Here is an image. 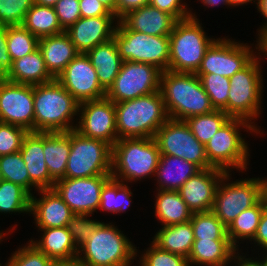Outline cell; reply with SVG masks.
<instances>
[{"label": "cell", "mask_w": 267, "mask_h": 266, "mask_svg": "<svg viewBox=\"0 0 267 266\" xmlns=\"http://www.w3.org/2000/svg\"><path fill=\"white\" fill-rule=\"evenodd\" d=\"M238 253L230 240L201 239L194 240L187 260L189 266H229Z\"/></svg>", "instance_id": "26"}, {"label": "cell", "mask_w": 267, "mask_h": 266, "mask_svg": "<svg viewBox=\"0 0 267 266\" xmlns=\"http://www.w3.org/2000/svg\"><path fill=\"white\" fill-rule=\"evenodd\" d=\"M58 0H34V3L43 6L54 7Z\"/></svg>", "instance_id": "59"}, {"label": "cell", "mask_w": 267, "mask_h": 266, "mask_svg": "<svg viewBox=\"0 0 267 266\" xmlns=\"http://www.w3.org/2000/svg\"><path fill=\"white\" fill-rule=\"evenodd\" d=\"M161 70L148 63L123 61L106 97L114 103L159 91Z\"/></svg>", "instance_id": "12"}, {"label": "cell", "mask_w": 267, "mask_h": 266, "mask_svg": "<svg viewBox=\"0 0 267 266\" xmlns=\"http://www.w3.org/2000/svg\"><path fill=\"white\" fill-rule=\"evenodd\" d=\"M255 2L254 4H257L258 0H229L230 7L234 6H241V5H247V3Z\"/></svg>", "instance_id": "57"}, {"label": "cell", "mask_w": 267, "mask_h": 266, "mask_svg": "<svg viewBox=\"0 0 267 266\" xmlns=\"http://www.w3.org/2000/svg\"><path fill=\"white\" fill-rule=\"evenodd\" d=\"M136 248L112 222H102L78 248L76 260L83 266H130L137 258Z\"/></svg>", "instance_id": "5"}, {"label": "cell", "mask_w": 267, "mask_h": 266, "mask_svg": "<svg viewBox=\"0 0 267 266\" xmlns=\"http://www.w3.org/2000/svg\"><path fill=\"white\" fill-rule=\"evenodd\" d=\"M81 17L114 16V14L98 0H79Z\"/></svg>", "instance_id": "49"}, {"label": "cell", "mask_w": 267, "mask_h": 266, "mask_svg": "<svg viewBox=\"0 0 267 266\" xmlns=\"http://www.w3.org/2000/svg\"><path fill=\"white\" fill-rule=\"evenodd\" d=\"M56 80L79 103L106 97V91L99 83L96 69L84 53H79L70 61Z\"/></svg>", "instance_id": "18"}, {"label": "cell", "mask_w": 267, "mask_h": 266, "mask_svg": "<svg viewBox=\"0 0 267 266\" xmlns=\"http://www.w3.org/2000/svg\"><path fill=\"white\" fill-rule=\"evenodd\" d=\"M0 122L34 132L33 85L0 79Z\"/></svg>", "instance_id": "17"}, {"label": "cell", "mask_w": 267, "mask_h": 266, "mask_svg": "<svg viewBox=\"0 0 267 266\" xmlns=\"http://www.w3.org/2000/svg\"><path fill=\"white\" fill-rule=\"evenodd\" d=\"M40 198L31 196L30 214L39 229L67 227L74 214L54 188L38 190Z\"/></svg>", "instance_id": "21"}, {"label": "cell", "mask_w": 267, "mask_h": 266, "mask_svg": "<svg viewBox=\"0 0 267 266\" xmlns=\"http://www.w3.org/2000/svg\"><path fill=\"white\" fill-rule=\"evenodd\" d=\"M38 48L42 53L47 70L55 79L79 54L65 31L40 38Z\"/></svg>", "instance_id": "24"}, {"label": "cell", "mask_w": 267, "mask_h": 266, "mask_svg": "<svg viewBox=\"0 0 267 266\" xmlns=\"http://www.w3.org/2000/svg\"><path fill=\"white\" fill-rule=\"evenodd\" d=\"M111 178V175L63 178L53 188L73 213L92 215L99 209L102 188Z\"/></svg>", "instance_id": "16"}, {"label": "cell", "mask_w": 267, "mask_h": 266, "mask_svg": "<svg viewBox=\"0 0 267 266\" xmlns=\"http://www.w3.org/2000/svg\"><path fill=\"white\" fill-rule=\"evenodd\" d=\"M22 25L38 39L64 32L54 7L36 3L26 13Z\"/></svg>", "instance_id": "34"}, {"label": "cell", "mask_w": 267, "mask_h": 266, "mask_svg": "<svg viewBox=\"0 0 267 266\" xmlns=\"http://www.w3.org/2000/svg\"><path fill=\"white\" fill-rule=\"evenodd\" d=\"M256 5L257 10L266 20V23H263L264 25H262V27L258 30V35L260 36L263 32L267 30V0H258Z\"/></svg>", "instance_id": "54"}, {"label": "cell", "mask_w": 267, "mask_h": 266, "mask_svg": "<svg viewBox=\"0 0 267 266\" xmlns=\"http://www.w3.org/2000/svg\"><path fill=\"white\" fill-rule=\"evenodd\" d=\"M118 139L154 138L168 119L160 91L115 103Z\"/></svg>", "instance_id": "3"}, {"label": "cell", "mask_w": 267, "mask_h": 266, "mask_svg": "<svg viewBox=\"0 0 267 266\" xmlns=\"http://www.w3.org/2000/svg\"><path fill=\"white\" fill-rule=\"evenodd\" d=\"M104 4L115 16V2L116 0H98Z\"/></svg>", "instance_id": "58"}, {"label": "cell", "mask_w": 267, "mask_h": 266, "mask_svg": "<svg viewBox=\"0 0 267 266\" xmlns=\"http://www.w3.org/2000/svg\"><path fill=\"white\" fill-rule=\"evenodd\" d=\"M13 61L7 48V26L0 24V79L6 78Z\"/></svg>", "instance_id": "50"}, {"label": "cell", "mask_w": 267, "mask_h": 266, "mask_svg": "<svg viewBox=\"0 0 267 266\" xmlns=\"http://www.w3.org/2000/svg\"><path fill=\"white\" fill-rule=\"evenodd\" d=\"M148 4L149 0H116L115 17L120 20L128 12Z\"/></svg>", "instance_id": "51"}, {"label": "cell", "mask_w": 267, "mask_h": 266, "mask_svg": "<svg viewBox=\"0 0 267 266\" xmlns=\"http://www.w3.org/2000/svg\"><path fill=\"white\" fill-rule=\"evenodd\" d=\"M43 234L39 240H29L38 251L56 262H71L77 259L76 247L67 227L39 229Z\"/></svg>", "instance_id": "25"}, {"label": "cell", "mask_w": 267, "mask_h": 266, "mask_svg": "<svg viewBox=\"0 0 267 266\" xmlns=\"http://www.w3.org/2000/svg\"><path fill=\"white\" fill-rule=\"evenodd\" d=\"M225 173L213 167L201 169L182 185L178 192L192 213L212 210L216 189Z\"/></svg>", "instance_id": "19"}, {"label": "cell", "mask_w": 267, "mask_h": 266, "mask_svg": "<svg viewBox=\"0 0 267 266\" xmlns=\"http://www.w3.org/2000/svg\"><path fill=\"white\" fill-rule=\"evenodd\" d=\"M123 61L148 63L162 72L169 67V35L153 36L130 30L121 20L113 34Z\"/></svg>", "instance_id": "9"}, {"label": "cell", "mask_w": 267, "mask_h": 266, "mask_svg": "<svg viewBox=\"0 0 267 266\" xmlns=\"http://www.w3.org/2000/svg\"><path fill=\"white\" fill-rule=\"evenodd\" d=\"M222 110L196 115L184 120L196 139L204 146L211 137L230 119Z\"/></svg>", "instance_id": "36"}, {"label": "cell", "mask_w": 267, "mask_h": 266, "mask_svg": "<svg viewBox=\"0 0 267 266\" xmlns=\"http://www.w3.org/2000/svg\"><path fill=\"white\" fill-rule=\"evenodd\" d=\"M112 146L100 139L84 137L70 130V154L64 178L111 175Z\"/></svg>", "instance_id": "10"}, {"label": "cell", "mask_w": 267, "mask_h": 266, "mask_svg": "<svg viewBox=\"0 0 267 266\" xmlns=\"http://www.w3.org/2000/svg\"><path fill=\"white\" fill-rule=\"evenodd\" d=\"M0 179L15 183L29 193V173L20 151L0 156Z\"/></svg>", "instance_id": "41"}, {"label": "cell", "mask_w": 267, "mask_h": 266, "mask_svg": "<svg viewBox=\"0 0 267 266\" xmlns=\"http://www.w3.org/2000/svg\"><path fill=\"white\" fill-rule=\"evenodd\" d=\"M161 155L183 158L200 169H209L205 146L191 132L185 121L168 119L155 135Z\"/></svg>", "instance_id": "13"}, {"label": "cell", "mask_w": 267, "mask_h": 266, "mask_svg": "<svg viewBox=\"0 0 267 266\" xmlns=\"http://www.w3.org/2000/svg\"><path fill=\"white\" fill-rule=\"evenodd\" d=\"M260 57H259V56ZM261 54H258L241 70L230 77L227 115L231 118H241L249 121L260 132V127L254 124L261 113L263 77L261 74ZM258 126V127H257Z\"/></svg>", "instance_id": "8"}, {"label": "cell", "mask_w": 267, "mask_h": 266, "mask_svg": "<svg viewBox=\"0 0 267 266\" xmlns=\"http://www.w3.org/2000/svg\"><path fill=\"white\" fill-rule=\"evenodd\" d=\"M149 245L138 260L139 266H189L187 258L164 251L152 241Z\"/></svg>", "instance_id": "43"}, {"label": "cell", "mask_w": 267, "mask_h": 266, "mask_svg": "<svg viewBox=\"0 0 267 266\" xmlns=\"http://www.w3.org/2000/svg\"><path fill=\"white\" fill-rule=\"evenodd\" d=\"M34 5V0H0V24L22 25L26 13Z\"/></svg>", "instance_id": "44"}, {"label": "cell", "mask_w": 267, "mask_h": 266, "mask_svg": "<svg viewBox=\"0 0 267 266\" xmlns=\"http://www.w3.org/2000/svg\"><path fill=\"white\" fill-rule=\"evenodd\" d=\"M86 55L96 69L101 87L107 92L113 85L123 62L114 39L95 46Z\"/></svg>", "instance_id": "28"}, {"label": "cell", "mask_w": 267, "mask_h": 266, "mask_svg": "<svg viewBox=\"0 0 267 266\" xmlns=\"http://www.w3.org/2000/svg\"><path fill=\"white\" fill-rule=\"evenodd\" d=\"M259 41V53L262 56H267V30L258 36Z\"/></svg>", "instance_id": "55"}, {"label": "cell", "mask_w": 267, "mask_h": 266, "mask_svg": "<svg viewBox=\"0 0 267 266\" xmlns=\"http://www.w3.org/2000/svg\"><path fill=\"white\" fill-rule=\"evenodd\" d=\"M264 255H266V256H264ZM262 256L263 257L260 258V259H262L261 262H262L263 266H267V252L264 253Z\"/></svg>", "instance_id": "61"}, {"label": "cell", "mask_w": 267, "mask_h": 266, "mask_svg": "<svg viewBox=\"0 0 267 266\" xmlns=\"http://www.w3.org/2000/svg\"><path fill=\"white\" fill-rule=\"evenodd\" d=\"M57 262L38 251L31 243L19 247L4 266H55ZM0 266L2 264L0 263Z\"/></svg>", "instance_id": "42"}, {"label": "cell", "mask_w": 267, "mask_h": 266, "mask_svg": "<svg viewBox=\"0 0 267 266\" xmlns=\"http://www.w3.org/2000/svg\"><path fill=\"white\" fill-rule=\"evenodd\" d=\"M230 175L228 172L222 176L211 210L226 227L265 195L263 177L243 180L240 178L239 181L229 183V179H232Z\"/></svg>", "instance_id": "11"}, {"label": "cell", "mask_w": 267, "mask_h": 266, "mask_svg": "<svg viewBox=\"0 0 267 266\" xmlns=\"http://www.w3.org/2000/svg\"><path fill=\"white\" fill-rule=\"evenodd\" d=\"M54 9L64 31L81 18L79 0H58Z\"/></svg>", "instance_id": "47"}, {"label": "cell", "mask_w": 267, "mask_h": 266, "mask_svg": "<svg viewBox=\"0 0 267 266\" xmlns=\"http://www.w3.org/2000/svg\"><path fill=\"white\" fill-rule=\"evenodd\" d=\"M79 104L56 79L33 85L34 132L74 130Z\"/></svg>", "instance_id": "2"}, {"label": "cell", "mask_w": 267, "mask_h": 266, "mask_svg": "<svg viewBox=\"0 0 267 266\" xmlns=\"http://www.w3.org/2000/svg\"><path fill=\"white\" fill-rule=\"evenodd\" d=\"M159 91L170 119L184 121L215 110L195 73L163 71Z\"/></svg>", "instance_id": "1"}, {"label": "cell", "mask_w": 267, "mask_h": 266, "mask_svg": "<svg viewBox=\"0 0 267 266\" xmlns=\"http://www.w3.org/2000/svg\"><path fill=\"white\" fill-rule=\"evenodd\" d=\"M116 21L118 19L115 16L81 17L65 32L77 52L86 54L95 46L113 38L117 26Z\"/></svg>", "instance_id": "20"}, {"label": "cell", "mask_w": 267, "mask_h": 266, "mask_svg": "<svg viewBox=\"0 0 267 266\" xmlns=\"http://www.w3.org/2000/svg\"><path fill=\"white\" fill-rule=\"evenodd\" d=\"M196 13L178 20L169 35L168 70L178 73H196L209 46L216 40L209 38Z\"/></svg>", "instance_id": "7"}, {"label": "cell", "mask_w": 267, "mask_h": 266, "mask_svg": "<svg viewBox=\"0 0 267 266\" xmlns=\"http://www.w3.org/2000/svg\"><path fill=\"white\" fill-rule=\"evenodd\" d=\"M201 169L183 158L161 155L157 166V190L178 191L182 185Z\"/></svg>", "instance_id": "27"}, {"label": "cell", "mask_w": 267, "mask_h": 266, "mask_svg": "<svg viewBox=\"0 0 267 266\" xmlns=\"http://www.w3.org/2000/svg\"><path fill=\"white\" fill-rule=\"evenodd\" d=\"M20 153L29 173V194L54 187L55 181L50 177L43 152V132H28L24 137ZM34 187V188H32Z\"/></svg>", "instance_id": "22"}, {"label": "cell", "mask_w": 267, "mask_h": 266, "mask_svg": "<svg viewBox=\"0 0 267 266\" xmlns=\"http://www.w3.org/2000/svg\"><path fill=\"white\" fill-rule=\"evenodd\" d=\"M155 217L163 226L187 223L193 215L178 191L157 190Z\"/></svg>", "instance_id": "32"}, {"label": "cell", "mask_w": 267, "mask_h": 266, "mask_svg": "<svg viewBox=\"0 0 267 266\" xmlns=\"http://www.w3.org/2000/svg\"><path fill=\"white\" fill-rule=\"evenodd\" d=\"M75 130L84 137L100 139L111 146L117 140L115 103L107 97L79 104Z\"/></svg>", "instance_id": "15"}, {"label": "cell", "mask_w": 267, "mask_h": 266, "mask_svg": "<svg viewBox=\"0 0 267 266\" xmlns=\"http://www.w3.org/2000/svg\"><path fill=\"white\" fill-rule=\"evenodd\" d=\"M39 39L23 25L7 26V48L12 61L38 48Z\"/></svg>", "instance_id": "40"}, {"label": "cell", "mask_w": 267, "mask_h": 266, "mask_svg": "<svg viewBox=\"0 0 267 266\" xmlns=\"http://www.w3.org/2000/svg\"><path fill=\"white\" fill-rule=\"evenodd\" d=\"M120 20L130 30L153 36L170 35L178 21L174 16L150 4L128 12Z\"/></svg>", "instance_id": "23"}, {"label": "cell", "mask_w": 267, "mask_h": 266, "mask_svg": "<svg viewBox=\"0 0 267 266\" xmlns=\"http://www.w3.org/2000/svg\"><path fill=\"white\" fill-rule=\"evenodd\" d=\"M3 231H0V242L4 240L5 233H2ZM3 239V240H2Z\"/></svg>", "instance_id": "63"}, {"label": "cell", "mask_w": 267, "mask_h": 266, "mask_svg": "<svg viewBox=\"0 0 267 266\" xmlns=\"http://www.w3.org/2000/svg\"><path fill=\"white\" fill-rule=\"evenodd\" d=\"M245 256L240 255V253H238L234 258V263L235 266H263L261 259L259 260L258 258H255V260L252 259V257L250 258H245ZM258 259V260H257Z\"/></svg>", "instance_id": "53"}, {"label": "cell", "mask_w": 267, "mask_h": 266, "mask_svg": "<svg viewBox=\"0 0 267 266\" xmlns=\"http://www.w3.org/2000/svg\"><path fill=\"white\" fill-rule=\"evenodd\" d=\"M55 266H83V265L77 260H75L71 262H57Z\"/></svg>", "instance_id": "60"}, {"label": "cell", "mask_w": 267, "mask_h": 266, "mask_svg": "<svg viewBox=\"0 0 267 266\" xmlns=\"http://www.w3.org/2000/svg\"><path fill=\"white\" fill-rule=\"evenodd\" d=\"M264 192H265V197L267 199V177L264 178Z\"/></svg>", "instance_id": "62"}, {"label": "cell", "mask_w": 267, "mask_h": 266, "mask_svg": "<svg viewBox=\"0 0 267 266\" xmlns=\"http://www.w3.org/2000/svg\"><path fill=\"white\" fill-rule=\"evenodd\" d=\"M31 195L21 186L0 179V213H30Z\"/></svg>", "instance_id": "37"}, {"label": "cell", "mask_w": 267, "mask_h": 266, "mask_svg": "<svg viewBox=\"0 0 267 266\" xmlns=\"http://www.w3.org/2000/svg\"><path fill=\"white\" fill-rule=\"evenodd\" d=\"M207 7H216L219 4L230 6L229 0H200Z\"/></svg>", "instance_id": "56"}, {"label": "cell", "mask_w": 267, "mask_h": 266, "mask_svg": "<svg viewBox=\"0 0 267 266\" xmlns=\"http://www.w3.org/2000/svg\"><path fill=\"white\" fill-rule=\"evenodd\" d=\"M266 207L267 199L264 195L254 206L241 212L227 227V235L232 245L238 251L239 241H245L247 239L252 242L256 234L262 213Z\"/></svg>", "instance_id": "33"}, {"label": "cell", "mask_w": 267, "mask_h": 266, "mask_svg": "<svg viewBox=\"0 0 267 266\" xmlns=\"http://www.w3.org/2000/svg\"><path fill=\"white\" fill-rule=\"evenodd\" d=\"M43 152L50 177L55 182L63 179L70 154V131L43 132Z\"/></svg>", "instance_id": "30"}, {"label": "cell", "mask_w": 267, "mask_h": 266, "mask_svg": "<svg viewBox=\"0 0 267 266\" xmlns=\"http://www.w3.org/2000/svg\"><path fill=\"white\" fill-rule=\"evenodd\" d=\"M209 96L212 107L227 114L230 78L215 73H195Z\"/></svg>", "instance_id": "39"}, {"label": "cell", "mask_w": 267, "mask_h": 266, "mask_svg": "<svg viewBox=\"0 0 267 266\" xmlns=\"http://www.w3.org/2000/svg\"><path fill=\"white\" fill-rule=\"evenodd\" d=\"M183 0H149V4L159 10L174 16L177 20L191 17V9Z\"/></svg>", "instance_id": "48"}, {"label": "cell", "mask_w": 267, "mask_h": 266, "mask_svg": "<svg viewBox=\"0 0 267 266\" xmlns=\"http://www.w3.org/2000/svg\"><path fill=\"white\" fill-rule=\"evenodd\" d=\"M256 42L254 51L248 43L236 42L227 37L217 38L207 49L196 73H215L230 78L258 54V38Z\"/></svg>", "instance_id": "14"}, {"label": "cell", "mask_w": 267, "mask_h": 266, "mask_svg": "<svg viewBox=\"0 0 267 266\" xmlns=\"http://www.w3.org/2000/svg\"><path fill=\"white\" fill-rule=\"evenodd\" d=\"M251 134L260 132L249 121L230 118L206 143L205 153L208 163L213 167L230 173L232 169L246 171L249 165L248 142L241 136V129Z\"/></svg>", "instance_id": "6"}, {"label": "cell", "mask_w": 267, "mask_h": 266, "mask_svg": "<svg viewBox=\"0 0 267 266\" xmlns=\"http://www.w3.org/2000/svg\"><path fill=\"white\" fill-rule=\"evenodd\" d=\"M132 195L127 183L111 178L102 188L99 210L113 214L126 212L130 207Z\"/></svg>", "instance_id": "35"}, {"label": "cell", "mask_w": 267, "mask_h": 266, "mask_svg": "<svg viewBox=\"0 0 267 266\" xmlns=\"http://www.w3.org/2000/svg\"><path fill=\"white\" fill-rule=\"evenodd\" d=\"M153 243L164 251L181 255L188 259L194 242L191 222L163 226L154 235Z\"/></svg>", "instance_id": "31"}, {"label": "cell", "mask_w": 267, "mask_h": 266, "mask_svg": "<svg viewBox=\"0 0 267 266\" xmlns=\"http://www.w3.org/2000/svg\"><path fill=\"white\" fill-rule=\"evenodd\" d=\"M90 216L88 214L74 213L67 224L68 232L71 234L77 248L83 245L102 223L89 219L88 217Z\"/></svg>", "instance_id": "45"}, {"label": "cell", "mask_w": 267, "mask_h": 266, "mask_svg": "<svg viewBox=\"0 0 267 266\" xmlns=\"http://www.w3.org/2000/svg\"><path fill=\"white\" fill-rule=\"evenodd\" d=\"M27 134L22 127L0 122V156L19 152Z\"/></svg>", "instance_id": "46"}, {"label": "cell", "mask_w": 267, "mask_h": 266, "mask_svg": "<svg viewBox=\"0 0 267 266\" xmlns=\"http://www.w3.org/2000/svg\"><path fill=\"white\" fill-rule=\"evenodd\" d=\"M190 222L195 240H230L227 227L212 211L193 213Z\"/></svg>", "instance_id": "38"}, {"label": "cell", "mask_w": 267, "mask_h": 266, "mask_svg": "<svg viewBox=\"0 0 267 266\" xmlns=\"http://www.w3.org/2000/svg\"><path fill=\"white\" fill-rule=\"evenodd\" d=\"M161 153L155 138H122L112 146L111 177L137 182L155 177Z\"/></svg>", "instance_id": "4"}, {"label": "cell", "mask_w": 267, "mask_h": 266, "mask_svg": "<svg viewBox=\"0 0 267 266\" xmlns=\"http://www.w3.org/2000/svg\"><path fill=\"white\" fill-rule=\"evenodd\" d=\"M253 243L257 246L259 245L260 249L263 248L267 252V207L262 213L256 234L253 238Z\"/></svg>", "instance_id": "52"}, {"label": "cell", "mask_w": 267, "mask_h": 266, "mask_svg": "<svg viewBox=\"0 0 267 266\" xmlns=\"http://www.w3.org/2000/svg\"><path fill=\"white\" fill-rule=\"evenodd\" d=\"M5 79L18 84L39 85L55 78L47 70L42 53L37 48L32 53L14 60Z\"/></svg>", "instance_id": "29"}]
</instances>
